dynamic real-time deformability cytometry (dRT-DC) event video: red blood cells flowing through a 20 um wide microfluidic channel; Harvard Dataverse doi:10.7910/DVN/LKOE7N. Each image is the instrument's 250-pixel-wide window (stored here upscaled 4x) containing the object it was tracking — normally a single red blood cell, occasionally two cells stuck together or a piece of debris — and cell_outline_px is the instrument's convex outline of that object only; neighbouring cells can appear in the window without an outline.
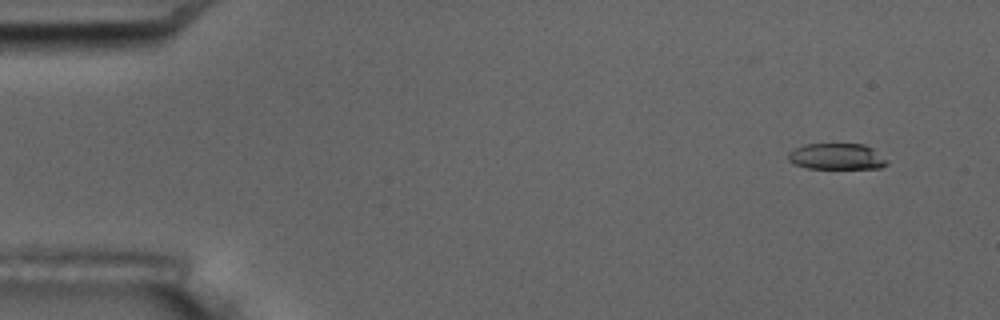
{"species": "common noctule bat (a hibernating species)", "species_latin": "Nyctalus noctula", "temperature_condition": "room temperature", "stored_images_in_passage": 4, "camera_frame_rate_fps": 3000, "um_per_image_px": 0.085, "animal": {"sex": "male", "body_mass_g": 17.5, "forearm_length_mm": 52.3}, "frame": {"image": 1, "passage_image": 1, "time_ms": 0.0, "image_size_px": [1000, 320], "cell_outline_px": [[888, 164], [880, 168], [808, 168], [796, 164], [788, 160], [788, 152], [804, 144], [864, 144], [872, 148], [888, 160]], "centroid_in_image_um": [71.14, 13.3], "position_along_channel_um": 13.9, "area_um2": 14.97}}